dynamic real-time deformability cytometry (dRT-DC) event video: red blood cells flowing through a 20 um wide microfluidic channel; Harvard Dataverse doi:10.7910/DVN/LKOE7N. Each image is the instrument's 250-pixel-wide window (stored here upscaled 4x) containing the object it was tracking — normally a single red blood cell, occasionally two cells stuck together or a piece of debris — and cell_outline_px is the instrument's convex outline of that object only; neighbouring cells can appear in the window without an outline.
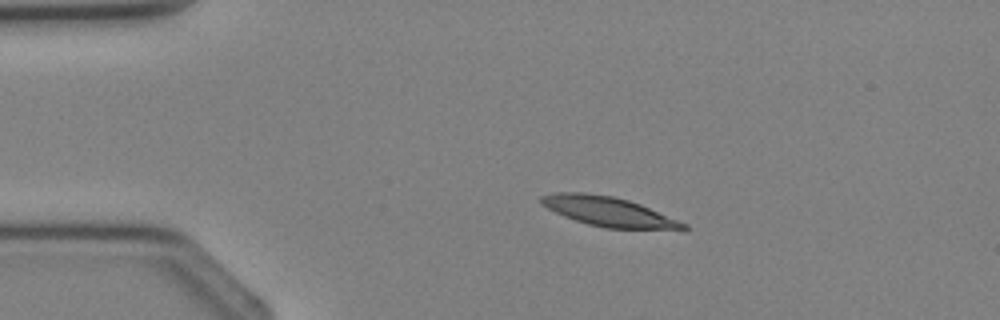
{"species": "Egyptian fruit bat (a non-hibernating species)", "species_latin": "Rousettus aegyptiacus", "temperature_condition": "cold", "stored_images_in_passage": 3, "segment_of_instrument_passage": [1, 2], "camera_frame_rate_fps": 3000, "um_per_image_px": 0.085, "animal": {"sex": "female"}, "frame": {"image": 1, "passage_image": 1, "time_ms": 0.0, "image_size_px": [1000, 320], "cell_outline_px": [[688, 228], [684, 232], [608, 228], [588, 224], [564, 216], [540, 204], [540, 196], [556, 192], [584, 192], [612, 196], [628, 200], [640, 204], [688, 224]], "centroid_in_image_um": [51.85, 18.02], "position_along_channel_um": 33.1, "area_um2": 25.03}}